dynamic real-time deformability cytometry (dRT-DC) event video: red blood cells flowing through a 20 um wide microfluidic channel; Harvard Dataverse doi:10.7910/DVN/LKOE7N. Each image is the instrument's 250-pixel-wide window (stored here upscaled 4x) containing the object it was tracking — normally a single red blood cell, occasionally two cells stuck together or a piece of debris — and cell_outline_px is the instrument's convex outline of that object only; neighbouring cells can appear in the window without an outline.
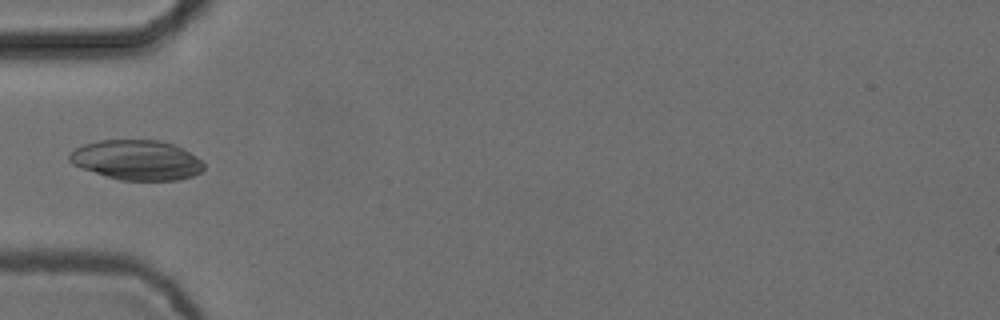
{"species": "common noctule bat (a hibernating species)", "species_latin": "Nyctalus noctula", "temperature_condition": "cold", "stored_images_in_passage": 2, "camera_frame_rate_fps": 3000, "um_per_image_px": 0.085, "animal": {"sex": "female", "body_mass_g": 24.6, "forearm_length_mm": 56.2}, "frame": {"image": 1, "passage_image": 2, "time_ms": 0.333, "image_size_px": [1000, 320], "cell_outline_px": [[204, 168], [200, 172], [192, 176], [176, 180], [120, 180], [72, 164], [68, 160], [68, 156], [76, 148], [84, 144], [100, 140], [160, 140], [172, 144], [196, 156], [204, 164]], "centroid_in_image_um": [11.63, 13.6], "position_along_channel_um": 73.4, "area_um2": 30.81}}